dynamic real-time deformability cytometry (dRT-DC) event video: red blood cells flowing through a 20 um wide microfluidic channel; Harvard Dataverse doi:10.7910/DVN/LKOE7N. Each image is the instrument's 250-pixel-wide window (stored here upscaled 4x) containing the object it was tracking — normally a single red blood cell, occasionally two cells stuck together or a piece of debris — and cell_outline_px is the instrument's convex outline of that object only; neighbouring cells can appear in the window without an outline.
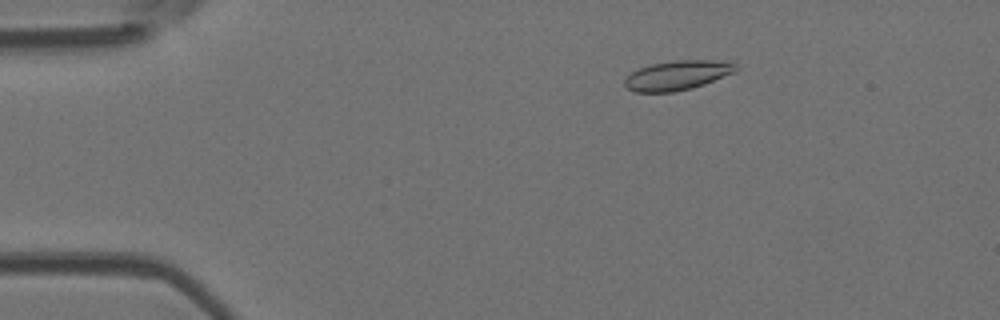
{"species": "Egyptian fruit bat (a non-hibernating species)", "species_latin": "Rousettus aegyptiacus", "temperature_condition": "room temperature", "stored_images_in_passage": 5, "camera_frame_rate_fps": 3000, "um_per_image_px": 0.085, "animal": {"sex": "female"}, "frame": {"image": 1, "passage_image": 3, "time_ms": 2.333, "image_size_px": [1000, 320], "cell_outline_px": [[736, 68], [732, 72], [704, 84], [692, 88], [676, 92], [636, 92], [628, 88], [624, 84], [624, 80], [632, 72], [640, 68], [652, 64], [676, 60], [708, 60], [736, 64]], "centroid_in_image_um": [57.51, 6.41], "position_along_channel_um": 27.5, "area_um2": 18.61}}